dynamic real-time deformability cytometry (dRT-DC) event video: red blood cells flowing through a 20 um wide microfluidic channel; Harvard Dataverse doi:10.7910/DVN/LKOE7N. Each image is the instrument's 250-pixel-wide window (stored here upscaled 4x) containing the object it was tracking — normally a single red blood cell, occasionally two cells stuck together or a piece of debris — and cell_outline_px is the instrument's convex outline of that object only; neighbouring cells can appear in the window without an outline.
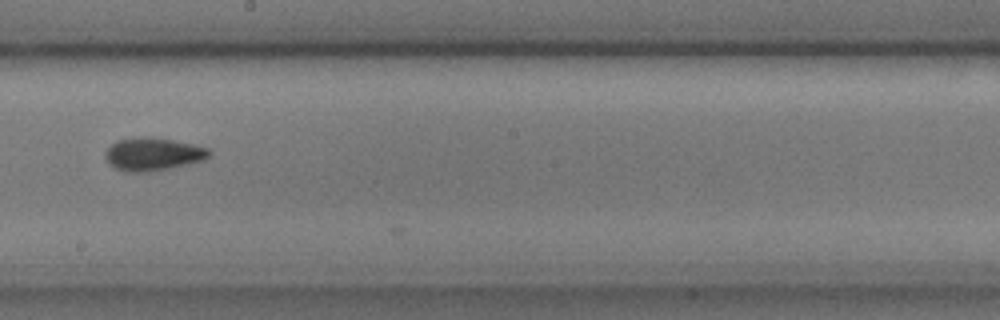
{"species": "common noctule bat (a hibernating species)", "species_latin": "Nyctalus noctula", "temperature_condition": "cold", "stored_images_in_passage": 15, "camera_frame_rate_fps": 3000, "um_per_image_px": 0.085, "animal": {"sex": "male", "body_mass_g": 17.9, "forearm_length_mm": 54.2}, "frame": {"image": 1, "passage_image": 14, "time_ms": 4.333, "image_size_px": [1000, 320], "cell_outline_px": [[212, 152], [204, 160], [188, 164], [148, 172], [124, 172], [108, 164], [104, 156], [104, 152], [116, 140], [144, 136], [172, 140], [192, 144], [208, 148]], "centroid_in_image_um": [12.96, 13.11], "position_along_channel_um": 235.2, "area_um2": 19.94}}